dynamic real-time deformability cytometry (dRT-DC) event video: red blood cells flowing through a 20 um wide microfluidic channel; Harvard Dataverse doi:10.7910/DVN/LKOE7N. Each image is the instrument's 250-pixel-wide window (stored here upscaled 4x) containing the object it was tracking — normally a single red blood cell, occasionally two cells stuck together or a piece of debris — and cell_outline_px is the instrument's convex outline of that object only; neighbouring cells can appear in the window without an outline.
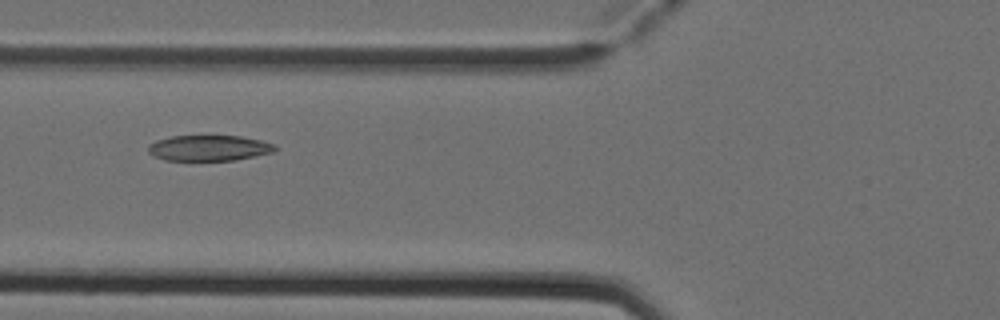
{"species": "Egyptian fruit bat (a non-hibernating species)", "species_latin": "Rousettus aegyptiacus", "temperature_condition": "cold", "stored_images_in_passage": 3, "camera_frame_rate_fps": 3000, "um_per_image_px": 0.085, "animal": {"sex": "female"}, "frame": {"image": 1, "passage_image": 2, "time_ms": 0.333, "image_size_px": [1000, 320], "cell_outline_px": [[276, 148], [272, 152], [236, 160], [164, 160], [152, 156], [148, 152], [148, 144], [156, 140], [172, 136], [240, 136], [260, 140], [276, 144]], "centroid_in_image_um": [17.72, 12.58], "position_along_channel_um": 108.1, "area_um2": 18.96}}
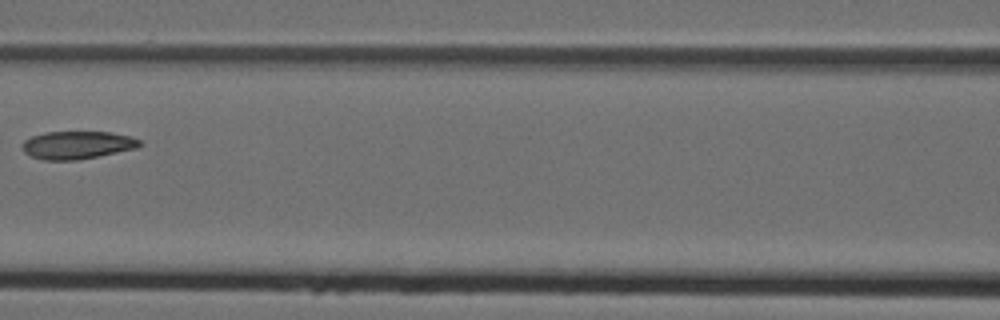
{"frame": {"image": 2, "passage_image": 3, "time_ms": 0.667, "image_size_px": [1000, 320], "cell_outline_px": [[144, 144], [140, 148], [76, 160], [44, 160], [32, 156], [24, 152], [20, 144], [24, 140], [32, 136], [44, 132], [112, 132], [132, 136], [140, 140]], "centroid_in_image_um": [6.61, 12.32], "position_along_channel_um": 160.0, "area_um2": 19.31}}